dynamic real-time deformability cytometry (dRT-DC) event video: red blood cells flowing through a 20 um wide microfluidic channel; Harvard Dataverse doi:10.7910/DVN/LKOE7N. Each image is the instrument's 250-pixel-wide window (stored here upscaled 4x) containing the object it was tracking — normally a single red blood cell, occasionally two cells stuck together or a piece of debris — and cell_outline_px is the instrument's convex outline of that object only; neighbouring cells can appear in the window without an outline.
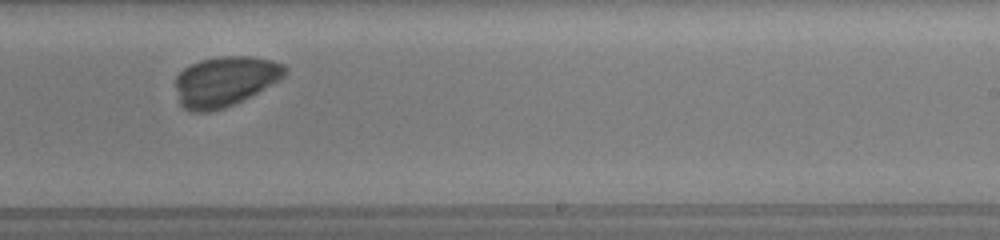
{"species": "common noctule bat (a hibernating species)", "species_latin": "Nyctalus noctula", "temperature_condition": "room temperature", "stored_images_in_passage": 35, "camera_frame_rate_fps": 3000, "um_per_image_px": 0.085, "animal": {"sex": "female", "body_mass_g": 19.5, "forearm_length_mm": 54.1}, "frame": {"image": 1, "passage_image": 20, "time_ms": 5.667, "image_size_px": [1000, 240], "cell_outline_px": [[288, 72], [280, 80], [224, 108], [208, 112], [188, 112], [180, 104], [176, 88], [176, 76], [184, 68], [200, 60], [220, 56], [252, 56], [272, 60], [284, 64], [288, 68]], "centroid_in_image_um": [19.12, 6.9], "position_along_channel_um": 269.9, "area_um2": 31.79}}
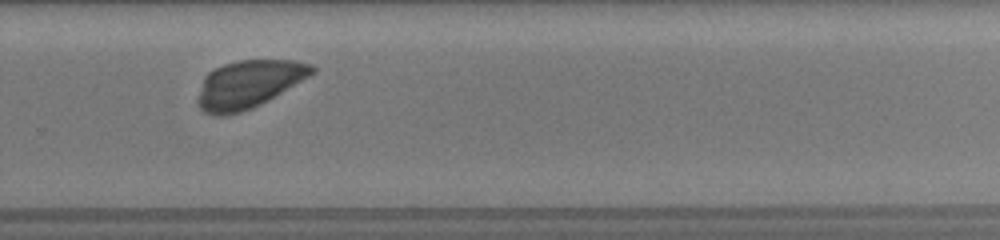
{"frame": {"image": 2, "passage_image": 25, "time_ms": 6.667, "image_size_px": [1000, 240], "cell_outline_px": [[316, 72], [268, 100], [252, 108], [228, 116], [216, 116], [204, 112], [200, 108], [196, 100], [204, 76], [208, 72], [224, 64], [236, 60], [296, 60], [312, 64], [316, 68]], "centroid_in_image_um": [21.12, 7.16], "position_along_channel_um": 308.7, "area_um2": 31.85}}
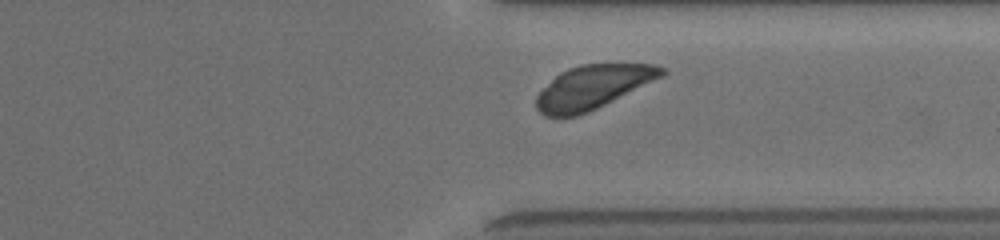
{"frame": {"image": 3, "passage_image": 30, "time_ms": 8.0, "image_size_px": [1000, 240], "cell_outline_px": [[668, 72], [664, 76], [588, 112], [576, 116], [544, 116], [536, 108], [536, 96], [560, 72], [568, 68], [580, 64], [656, 64], [664, 68]], "centroid_in_image_um": [50.42, 7.39], "position_along_channel_um": 361.0, "area_um2": 31.62}}